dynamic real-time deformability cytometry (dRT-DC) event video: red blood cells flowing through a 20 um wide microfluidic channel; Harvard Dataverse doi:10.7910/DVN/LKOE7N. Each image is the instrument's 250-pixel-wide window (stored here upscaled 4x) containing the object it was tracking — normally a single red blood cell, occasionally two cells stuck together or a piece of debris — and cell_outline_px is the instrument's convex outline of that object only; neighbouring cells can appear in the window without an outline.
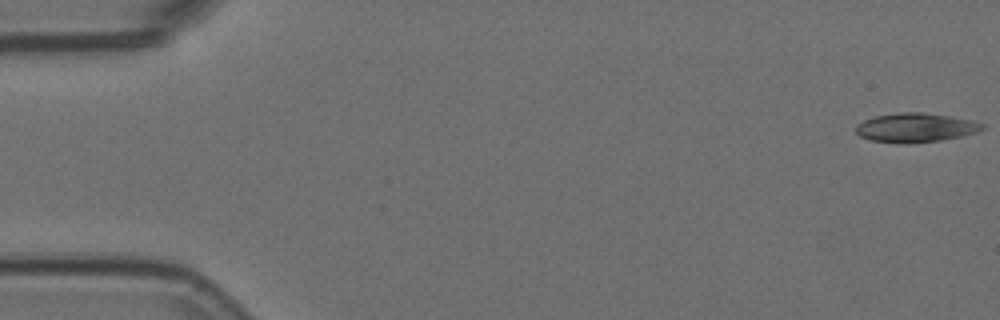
{"species": "Egyptian fruit bat (a non-hibernating species)", "species_latin": "Rousettus aegyptiacus", "temperature_condition": "room temperature", "stored_images_in_passage": 3, "camera_frame_rate_fps": 3000, "um_per_image_px": 0.085, "animal": {"sex": "female"}, "frame": {"image": 1, "passage_image": 3, "time_ms": 0.667, "image_size_px": [1000, 320], "cell_outline_px": [[984, 128], [976, 132], [964, 136], [940, 140], [872, 140], [860, 136], [856, 132], [856, 124], [864, 120], [876, 116], [900, 112], [920, 112], [948, 116], [972, 120], [984, 124]], "centroid_in_image_um": [77.86, 10.79], "position_along_channel_um": 7.1, "area_um2": 20.35}}